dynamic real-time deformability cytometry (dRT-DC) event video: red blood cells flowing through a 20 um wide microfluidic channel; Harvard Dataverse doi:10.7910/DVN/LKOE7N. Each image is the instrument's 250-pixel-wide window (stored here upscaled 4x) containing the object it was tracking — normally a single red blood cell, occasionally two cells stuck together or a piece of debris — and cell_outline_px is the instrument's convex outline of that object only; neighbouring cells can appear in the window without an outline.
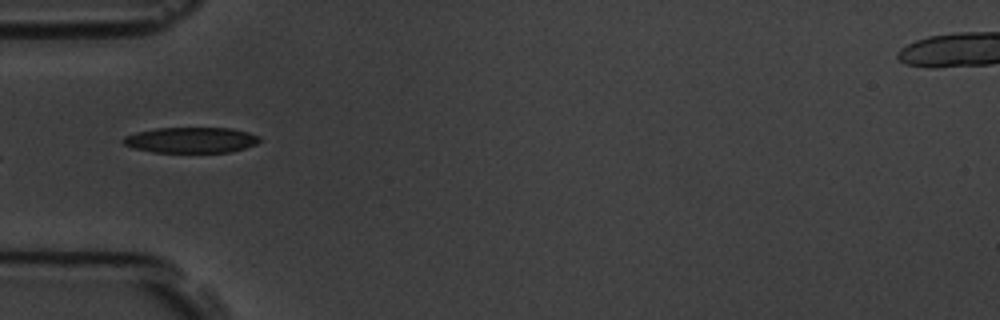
{"species": "common noctule bat (a hibernating species)", "species_latin": "Nyctalus noctula", "temperature_condition": "room temperature", "stored_images_in_passage": 8, "camera_frame_rate_fps": 3000, "um_per_image_px": 0.085, "animal": {"sex": "male", "body_mass_g": 19.5, "forearm_length_mm": 54.6}, "frame": {"image": 1, "passage_image": 4, "time_ms": 4.333, "image_size_px": [1000, 320], "cell_outline_px": [[260, 140], [256, 144], [244, 148], [228, 152], [152, 152], [132, 148], [124, 144], [120, 140], [124, 136], [136, 132], [156, 128], [232, 128], [248, 132], [260, 136]], "centroid_in_image_um": [16.2, 11.9], "position_along_channel_um": 68.8, "area_um2": 20.46}}
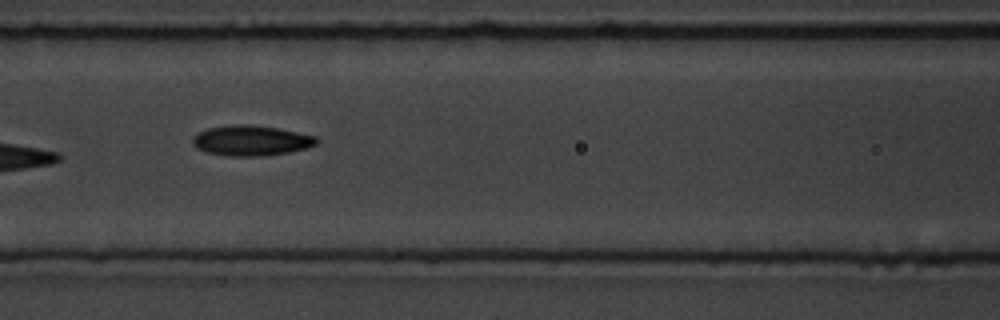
{"frame": {"image": 2, "passage_image": 6, "time_ms": 6.333, "image_size_px": [1000, 320], "cell_outline_px": [[320, 140], [316, 144], [304, 148], [288, 152], [264, 156], [228, 156], [208, 152], [196, 148], [192, 144], [192, 136], [196, 132], [208, 128], [232, 124], [252, 124], [280, 128], [316, 136]], "centroid_in_image_um": [21.32, 11.93], "position_along_channel_um": 145.3, "area_um2": 22.14}}
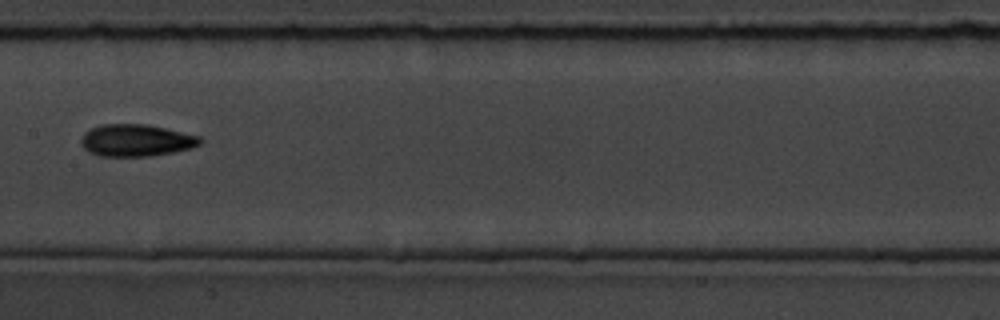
{"frame": {"image": 3, "passage_image": 7, "time_ms": 7.667, "image_size_px": [1000, 320], "cell_outline_px": [[200, 144], [192, 148], [152, 156], [100, 156], [88, 152], [80, 144], [80, 140], [84, 132], [100, 124], [148, 124], [200, 136]], "centroid_in_image_um": [11.54, 11.93], "position_along_channel_um": 195.9, "area_um2": 22.31}}